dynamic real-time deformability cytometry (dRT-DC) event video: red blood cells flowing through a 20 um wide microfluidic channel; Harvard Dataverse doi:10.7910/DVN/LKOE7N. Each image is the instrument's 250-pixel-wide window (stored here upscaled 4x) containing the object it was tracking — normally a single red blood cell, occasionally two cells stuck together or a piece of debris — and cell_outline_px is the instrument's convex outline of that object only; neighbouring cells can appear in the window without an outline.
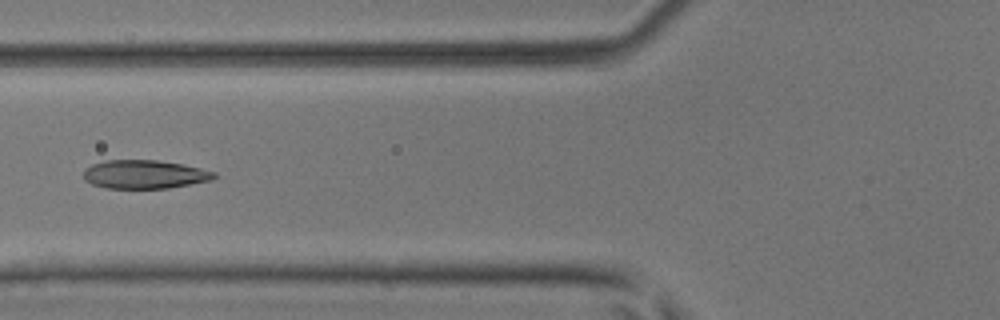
{"species": "common noctule bat (a hibernating species)", "species_latin": "Nyctalus noctula", "temperature_condition": "room temperature", "stored_images_in_passage": 37, "camera_frame_rate_fps": 3000, "um_per_image_px": 0.085, "animal": {"sex": "male", "body_mass_g": 17.9, "forearm_length_mm": 54.2}, "frame": {"image": 1, "passage_image": 7, "time_ms": 2.0, "image_size_px": [1000, 320], "cell_outline_px": [[216, 176], [212, 180], [168, 188], [104, 188], [92, 184], [84, 180], [84, 168], [92, 164], [104, 160], [156, 160], [184, 164], [216, 172]], "centroid_in_image_um": [12.27, 14.81], "position_along_channel_um": 113.5, "area_um2": 21.85}}
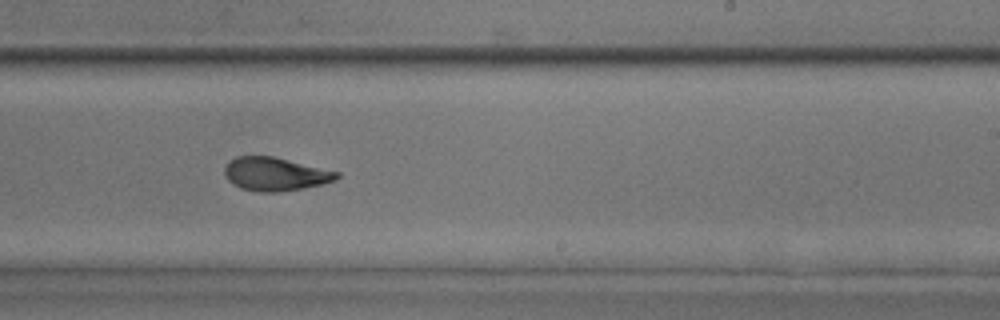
{"frame": {"image": 2, "passage_image": 18, "time_ms": 5.667, "image_size_px": [1000, 320], "cell_outline_px": [[340, 176], [336, 180], [324, 184], [280, 192], [260, 192], [240, 188], [232, 184], [224, 176], [224, 168], [236, 156], [272, 156], [340, 172]], "centroid_in_image_um": [23.4, 14.8], "position_along_channel_um": 265.6, "area_um2": 21.85}}
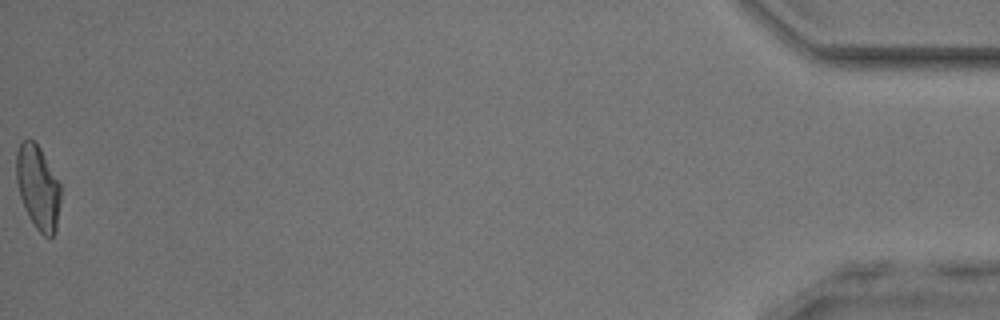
{"frame": {"image": 3, "passage_image": 37, "time_ms": 12.0, "image_size_px": [1000, 320], "cell_outline_px": [[60, 204], [56, 232], [52, 236], [44, 236], [36, 228], [28, 216], [24, 208], [20, 196], [16, 180], [16, 152], [20, 144], [28, 136], [40, 148], [60, 184]], "centroid_in_image_um": [3.22, 15.93], "position_along_channel_um": 432.0, "area_um2": 21.68}, "authors_computed_cell_mechanics": {"area_um2": 21.8484, "velocity_mm_per_s": 4.1635, "shape_relaxation_time_tau1_ms": 4.2257, "shape_relaxation_time_tau2_ms": 1.2426, "deformation_change_tau1": 0.1652, "deformation_change_tau2": 0.0569}}